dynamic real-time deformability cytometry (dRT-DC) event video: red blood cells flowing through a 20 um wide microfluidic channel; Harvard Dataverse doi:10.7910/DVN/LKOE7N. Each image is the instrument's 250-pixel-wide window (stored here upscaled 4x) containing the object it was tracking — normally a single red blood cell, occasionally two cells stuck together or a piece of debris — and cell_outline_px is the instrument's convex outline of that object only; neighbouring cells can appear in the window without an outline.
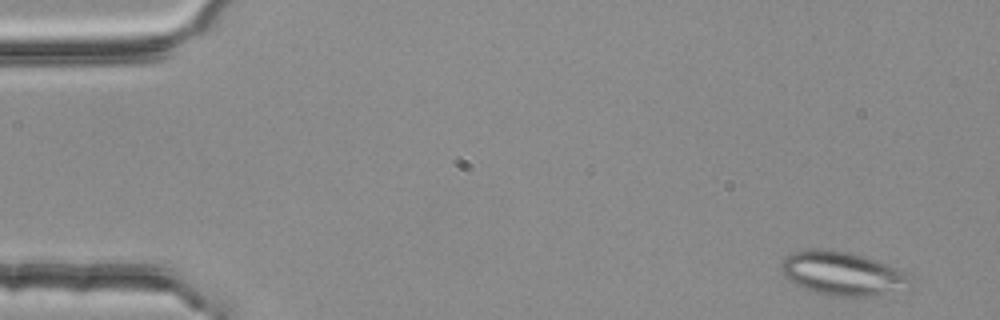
{"species": "common noctule bat (a hibernating species)", "species_latin": "Nyctalus noctula", "temperature_condition": "room temperature", "stored_images_in_passage": 4, "segment_of_instrument_passage": [1, 2], "camera_frame_rate_fps": 3000, "um_per_image_px": 0.085, "animal": {"sex": "female", "body_mass_g": 25.1}, "frame": {"image": 1, "passage_image": 1, "time_ms": 0.0, "image_size_px": [1000, 320], "cell_outline_px": [[916, 280], [912, 288], [908, 292], [872, 296], [824, 296], [804, 288], [788, 280], [784, 276], [780, 268], [780, 264], [784, 256], [792, 252], [848, 252], [864, 256], [876, 260], [908, 272], [916, 276]], "centroid_in_image_um": [71.8, 23.33], "position_along_channel_um": 13.2, "area_um2": 33.41}}
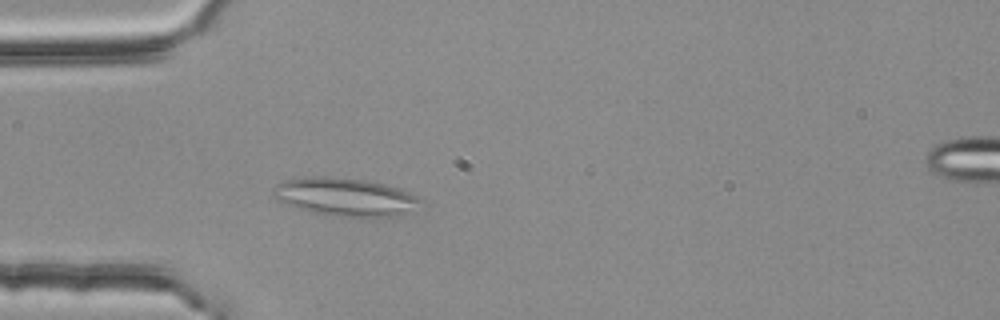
{"frame": {"image": 2, "passage_image": 3, "time_ms": 0.667, "image_size_px": [1000, 320], "cell_outline_px": [[420, 200], [416, 212], [400, 216], [332, 216], [308, 212], [296, 208], [272, 196], [272, 188], [276, 184], [284, 180], [308, 176], [328, 176], [364, 180], [384, 184], [400, 188], [420, 196]], "centroid_in_image_um": [29.37, 16.74], "position_along_channel_um": 55.6, "area_um2": 33.12}}